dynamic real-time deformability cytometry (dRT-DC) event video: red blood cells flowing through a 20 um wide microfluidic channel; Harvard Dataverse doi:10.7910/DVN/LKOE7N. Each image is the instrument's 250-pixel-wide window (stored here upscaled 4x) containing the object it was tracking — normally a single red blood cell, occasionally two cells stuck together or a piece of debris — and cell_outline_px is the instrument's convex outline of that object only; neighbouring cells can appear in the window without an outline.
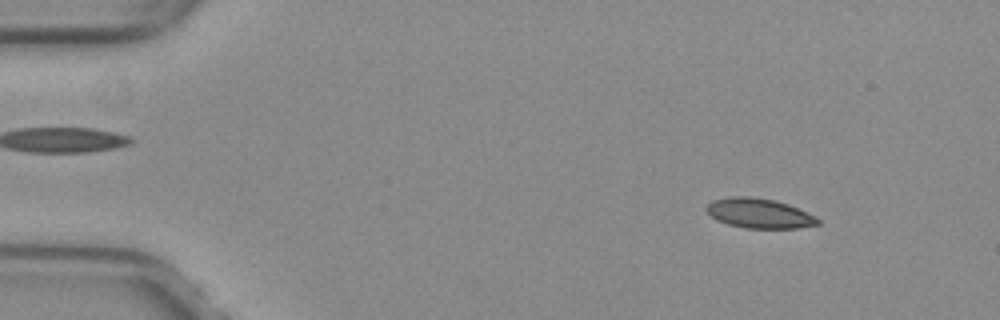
{"species": "common noctule bat (a hibernating species)", "species_latin": "Nyctalus noctula", "temperature_condition": "warm", "stored_images_in_passage": 52, "camera_frame_rate_fps": 3000, "um_per_image_px": 0.085, "animal": {"sex": "female", "body_mass_g": 29.2, "forearm_length_mm": 56.3}, "frame": {"image": 1, "passage_image": 6, "time_ms": 1.667, "image_size_px": [1000, 320], "cell_outline_px": [[820, 224], [796, 228], [744, 228], [728, 224], [716, 220], [704, 208], [712, 200], [728, 196], [748, 196], [772, 200], [788, 204], [808, 212], [816, 216], [820, 220]], "centroid_in_image_um": [64.53, 18.13], "position_along_channel_um": 20.5, "area_um2": 19.36}}
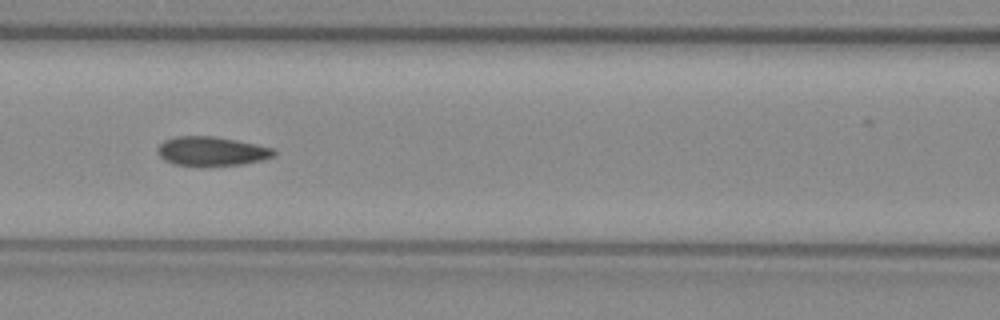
{"frame": {"image": 2, "passage_image": 23, "time_ms": 7.333, "image_size_px": [1000, 320], "cell_outline_px": [[276, 152], [272, 156], [260, 160], [244, 164], [200, 168], [172, 164], [164, 160], [156, 152], [156, 148], [164, 140], [176, 136], [216, 136], [256, 144], [272, 148]], "centroid_in_image_um": [17.91, 12.88], "position_along_channel_um": 148.7, "area_um2": 20.35}}
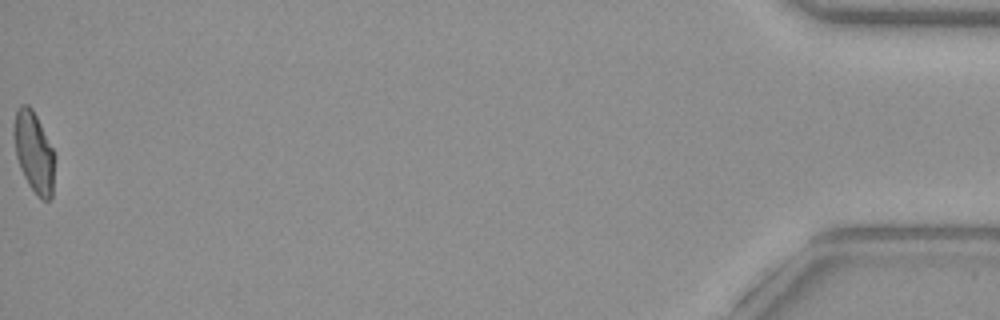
{"frame": {"image": 3, "passage_image": 52, "time_ms": 17.0, "image_size_px": [1000, 320], "cell_outline_px": [[56, 156], [52, 200], [40, 200], [36, 196], [28, 184], [20, 168], [16, 156], [12, 132], [16, 108], [20, 104], [28, 104], [32, 108]], "centroid_in_image_um": [2.88, 12.97], "position_along_channel_um": 432.3, "area_um2": 19.71}, "authors_computed_cell_mechanics": {"area_um2": 19.6809, "velocity_mm_per_s": 4.0095, "shape_relaxation_time_tau1_ms": null, "shape_relaxation_time_tau2_ms": 1.6856, "deformation_change_tau1": null, "deformation_change_tau2": 0.0652}}